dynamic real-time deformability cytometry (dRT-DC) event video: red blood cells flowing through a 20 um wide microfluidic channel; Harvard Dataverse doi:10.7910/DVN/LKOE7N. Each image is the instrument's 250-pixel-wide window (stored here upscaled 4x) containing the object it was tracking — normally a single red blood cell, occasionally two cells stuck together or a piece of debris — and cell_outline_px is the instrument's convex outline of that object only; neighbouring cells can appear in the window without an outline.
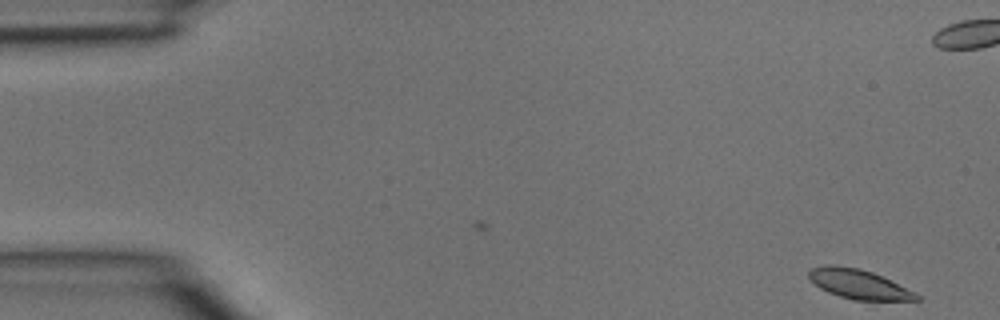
{"species": "common noctule bat (a hibernating species)", "species_latin": "Nyctalus noctula", "temperature_condition": "room temperature", "stored_images_in_passage": 2, "camera_frame_rate_fps": 3000, "um_per_image_px": 0.085, "animal": {"sex": "male", "body_mass_g": 15.6}, "frame": {"image": 1, "passage_image": 2, "time_ms": 0.333, "image_size_px": [1000, 320], "cell_outline_px": [[920, 300], [852, 300], [828, 292], [820, 288], [808, 276], [808, 272], [812, 268], [828, 264], [832, 264], [860, 268], [872, 272], [916, 292], [920, 296]], "centroid_in_image_um": [73.0, 24.15], "position_along_channel_um": 12.0, "area_um2": 18.38}}